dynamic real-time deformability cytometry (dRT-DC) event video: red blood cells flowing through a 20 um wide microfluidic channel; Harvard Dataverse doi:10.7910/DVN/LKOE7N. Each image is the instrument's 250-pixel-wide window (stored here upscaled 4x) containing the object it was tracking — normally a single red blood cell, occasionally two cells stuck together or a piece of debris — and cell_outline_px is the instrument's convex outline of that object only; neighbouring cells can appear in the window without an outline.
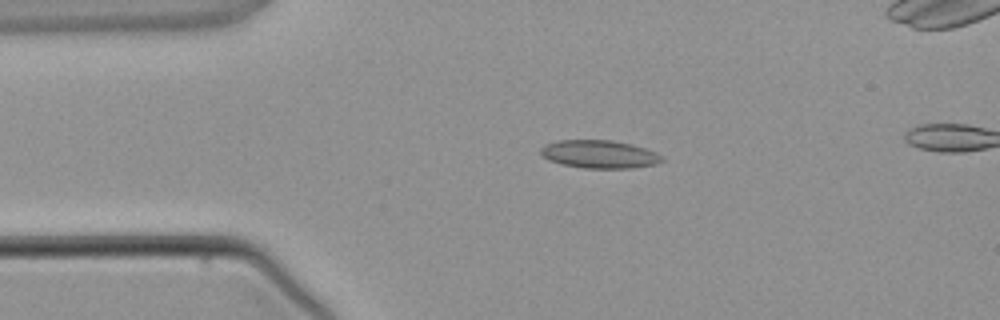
{"species": "common noctule bat (a hibernating species)", "species_latin": "Nyctalus noctula", "temperature_condition": "warm", "stored_images_in_passage": 5, "camera_frame_rate_fps": 3000, "um_per_image_px": 0.085, "animal": {"sex": "male", "body_mass_g": 21.5, "forearm_length_mm": 52.0}, "frame": {"image": 1, "passage_image": 3, "time_ms": 2.333, "image_size_px": [1000, 320], "cell_outline_px": [[664, 160], [656, 164], [632, 168], [584, 168], [560, 164], [548, 160], [540, 156], [540, 148], [544, 144], [556, 140], [612, 140], [632, 144], [656, 152], [664, 156]], "centroid_in_image_um": [50.91, 13.1], "position_along_channel_um": 34.1, "area_um2": 20.11}}